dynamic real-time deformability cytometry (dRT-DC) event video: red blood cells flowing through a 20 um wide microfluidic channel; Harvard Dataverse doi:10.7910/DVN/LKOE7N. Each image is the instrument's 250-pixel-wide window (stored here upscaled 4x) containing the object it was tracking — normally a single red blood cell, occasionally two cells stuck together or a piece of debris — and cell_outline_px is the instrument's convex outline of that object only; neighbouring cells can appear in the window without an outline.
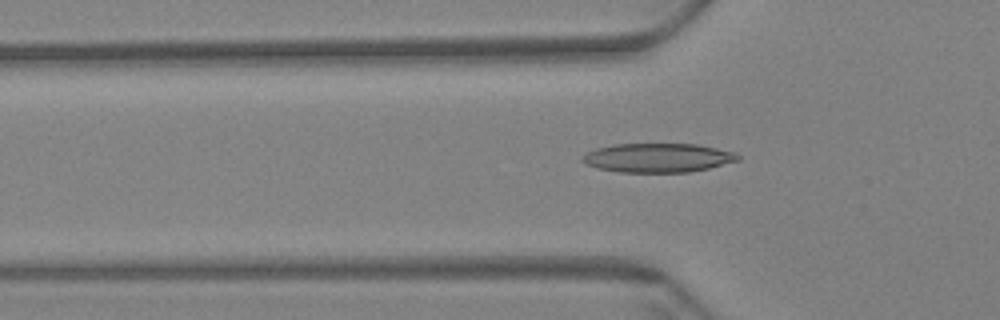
{"species": "Egyptian fruit bat (a non-hibernating species)", "species_latin": "Rousettus aegyptiacus", "temperature_condition": "warm", "stored_images_in_passage": 42, "camera_frame_rate_fps": 3000, "um_per_image_px": 0.085, "animal": {"sex": "female"}, "frame": {"image": 1, "passage_image": 2, "time_ms": 0.333, "image_size_px": [1000, 320], "cell_outline_px": [[740, 160], [708, 168], [688, 172], [620, 172], [596, 168], [580, 160], [580, 156], [596, 148], [616, 144], [696, 144], [736, 152], [740, 156]], "centroid_in_image_um": [55.91, 13.41], "position_along_channel_um": 69.9, "area_um2": 26.3}}
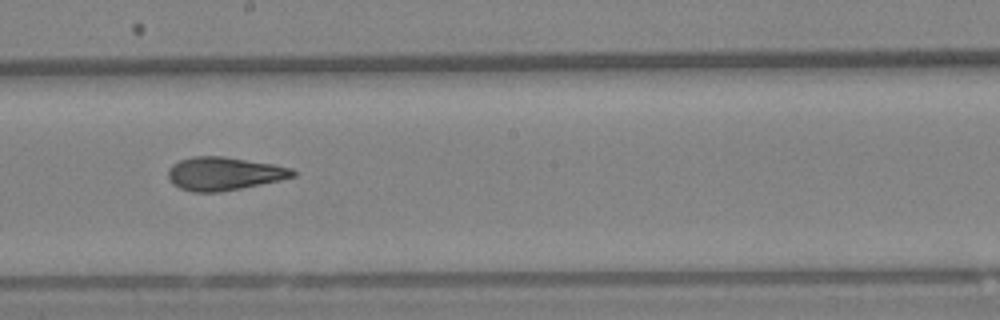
{"frame": {"image": 2, "passage_image": 16, "time_ms": 5.0, "image_size_px": [1000, 320], "cell_outline_px": [[296, 176], [280, 180], [220, 192], [192, 192], [180, 188], [172, 184], [168, 176], [168, 168], [172, 164], [180, 160], [192, 156], [224, 156], [272, 164], [292, 168], [296, 172]], "centroid_in_image_um": [19.02, 14.75], "position_along_channel_um": 229.2, "area_um2": 24.16}}
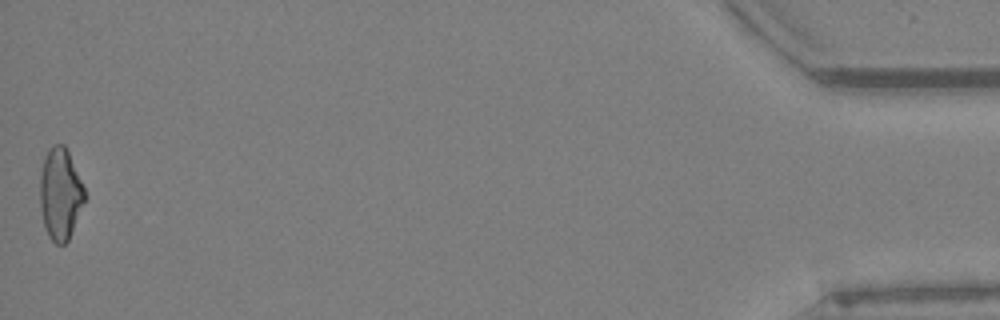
{"frame": {"image": 3, "passage_image": 42, "time_ms": 13.667, "image_size_px": [1000, 320], "cell_outline_px": [[88, 196], [68, 240], [64, 244], [56, 244], [48, 236], [44, 228], [40, 208], [40, 176], [44, 156], [48, 148], [52, 144], [64, 144], [68, 152]], "centroid_in_image_um": [5.12, 16.49], "position_along_channel_um": 430.1, "area_um2": 24.16}, "authors_computed_cell_mechanics": {"area_um2": 23.7847, "velocity_mm_per_s": 3.424, "shape_relaxation_time_tau1_ms": null, "shape_relaxation_time_tau2_ms": 2.3945, "deformation_change_tau1": null, "deformation_change_tau2": 0.1116}}